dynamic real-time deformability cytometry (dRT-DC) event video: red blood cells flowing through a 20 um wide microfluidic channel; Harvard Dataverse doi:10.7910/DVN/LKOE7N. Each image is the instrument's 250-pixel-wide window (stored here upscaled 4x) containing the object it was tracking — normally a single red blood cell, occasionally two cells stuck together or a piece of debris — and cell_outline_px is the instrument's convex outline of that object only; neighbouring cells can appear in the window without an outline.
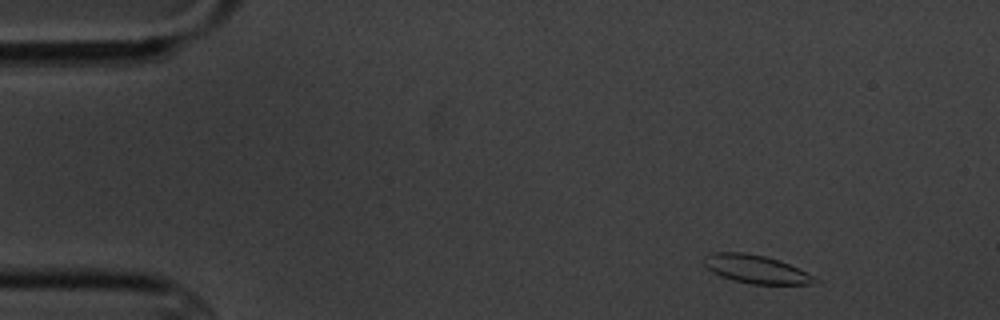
{"species": "common noctule bat (a hibernating species)", "species_latin": "Nyctalus noctula", "temperature_condition": "cold", "stored_images_in_passage": 5, "camera_frame_rate_fps": 3000, "um_per_image_px": 0.085, "animal": {"sex": "male", "body_mass_g": 20.1, "forearm_length_mm": 53.5}, "frame": {"image": 1, "passage_image": 1, "time_ms": 0.0, "image_size_px": [1000, 320], "cell_outline_px": [[820, 280], [808, 284], [752, 284], [732, 280], [720, 276], [712, 272], [704, 264], [704, 256], [712, 252], [744, 252], [764, 256], [788, 264]], "centroid_in_image_um": [64.18, 22.88], "position_along_channel_um": 20.8, "area_um2": 17.92}}
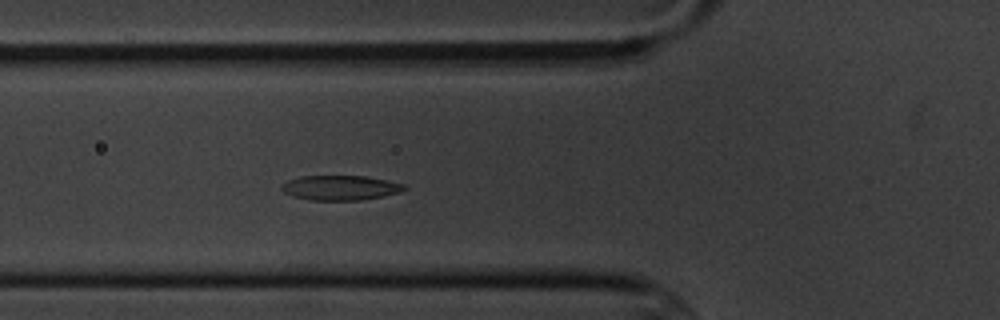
{"frame": {"image": 2, "passage_image": 5, "time_ms": 4.667, "image_size_px": [1000, 320], "cell_outline_px": [[408, 188], [400, 192], [384, 196], [360, 200], [312, 200], [292, 196], [284, 192], [280, 188], [280, 184], [288, 180], [300, 176], [364, 176], [404, 184]], "centroid_in_image_um": [28.9, 15.96], "position_along_channel_um": 96.9, "area_um2": 17.69}}